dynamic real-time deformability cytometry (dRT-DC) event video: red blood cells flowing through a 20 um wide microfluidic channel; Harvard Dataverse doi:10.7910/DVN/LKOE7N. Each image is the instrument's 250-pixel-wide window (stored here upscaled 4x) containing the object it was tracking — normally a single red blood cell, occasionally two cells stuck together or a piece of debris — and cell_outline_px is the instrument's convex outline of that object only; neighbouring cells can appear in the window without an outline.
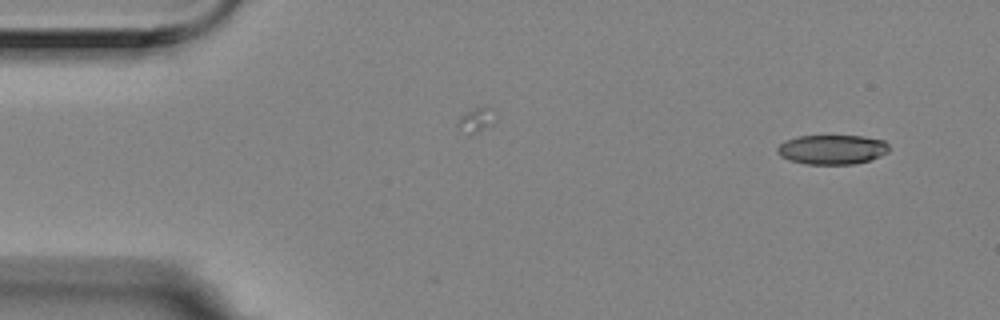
{"species": "Egyptian fruit bat (a non-hibernating species)", "species_latin": "Rousettus aegyptiacus", "temperature_condition": "room temperature", "stored_images_in_passage": 4, "camera_frame_rate_fps": 3000, "um_per_image_px": 0.085, "animal": {"sex": "female"}, "frame": {"image": 1, "passage_image": 4, "time_ms": 1.0, "image_size_px": [1000, 320], "cell_outline_px": [[888, 152], [880, 156], [856, 164], [804, 164], [788, 160], [780, 156], [776, 152], [776, 148], [784, 140], [796, 136], [864, 136], [884, 140], [888, 144]], "centroid_in_image_um": [70.69, 12.71], "position_along_channel_um": 14.3, "area_um2": 19.42}}